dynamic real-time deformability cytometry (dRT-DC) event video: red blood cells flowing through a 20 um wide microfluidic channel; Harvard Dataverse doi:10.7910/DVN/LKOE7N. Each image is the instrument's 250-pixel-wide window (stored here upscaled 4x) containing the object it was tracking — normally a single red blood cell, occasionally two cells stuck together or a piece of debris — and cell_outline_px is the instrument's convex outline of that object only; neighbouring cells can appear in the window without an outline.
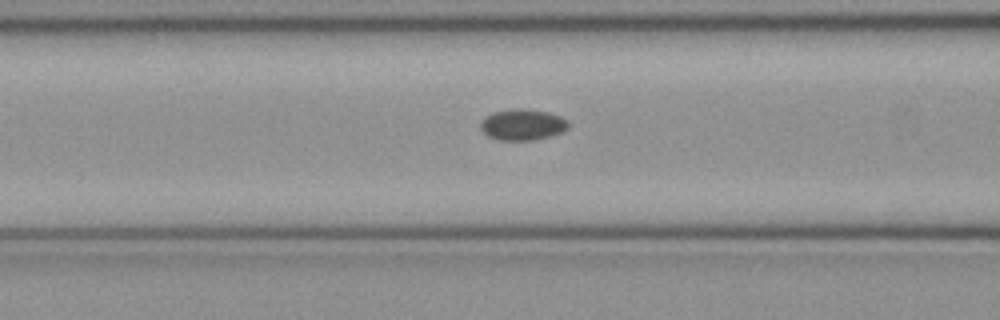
{"species": "common noctule bat (a hibernating species)", "species_latin": "Nyctalus noctula", "temperature_condition": "cold", "stored_images_in_passage": 52, "camera_frame_rate_fps": 3000, "um_per_image_px": 0.085, "animal": {"sex": "female", "body_mass_g": 21.9}, "frame": {"image": 1, "passage_image": 21, "time_ms": 6.667, "image_size_px": [1000, 320], "cell_outline_px": [[568, 128], [560, 132], [536, 140], [496, 140], [488, 136], [480, 128], [480, 120], [484, 116], [492, 112], [512, 108], [524, 108], [548, 112], [560, 116], [568, 120]], "centroid_in_image_um": [44.37, 10.58], "position_along_channel_um": 122.2, "area_um2": 16.13}}
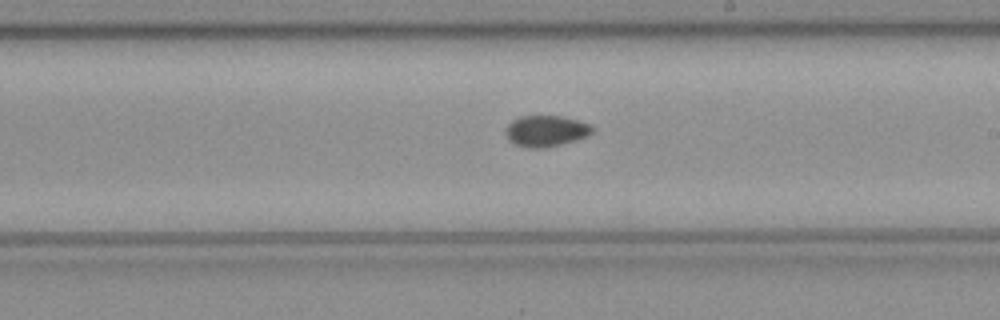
{"frame": {"image": 2, "passage_image": 30, "time_ms": 9.667, "image_size_px": [1000, 320], "cell_outline_px": [[592, 132], [588, 136], [576, 140], [544, 148], [528, 148], [516, 144], [508, 140], [504, 132], [504, 128], [512, 120], [520, 116], [560, 116], [576, 120], [588, 124], [592, 128]], "centroid_in_image_um": [46.34, 11.14], "position_along_channel_um": 242.7, "area_um2": 15.66}}
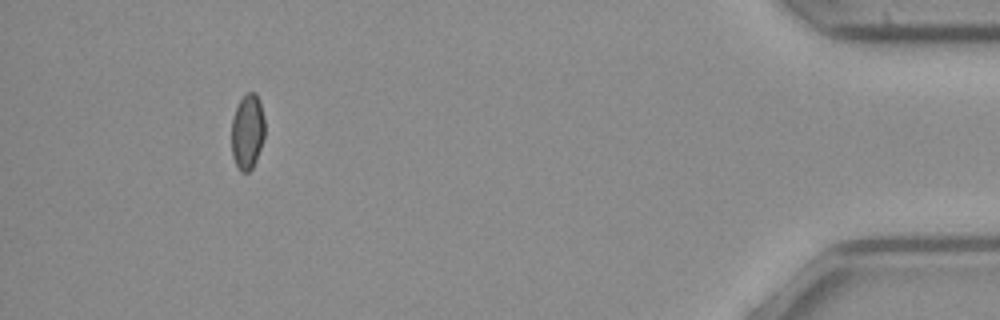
{"frame": {"image": 3, "passage_image": 48, "time_ms": 15.667, "image_size_px": [1000, 320], "cell_outline_px": [[264, 140], [256, 160], [252, 168], [248, 172], [240, 172], [232, 156], [232, 120], [236, 108], [240, 100], [248, 92], [256, 92], [260, 100], [264, 116]], "centroid_in_image_um": [21.05, 11.19], "position_along_channel_um": 414.2, "area_um2": 14.68}}